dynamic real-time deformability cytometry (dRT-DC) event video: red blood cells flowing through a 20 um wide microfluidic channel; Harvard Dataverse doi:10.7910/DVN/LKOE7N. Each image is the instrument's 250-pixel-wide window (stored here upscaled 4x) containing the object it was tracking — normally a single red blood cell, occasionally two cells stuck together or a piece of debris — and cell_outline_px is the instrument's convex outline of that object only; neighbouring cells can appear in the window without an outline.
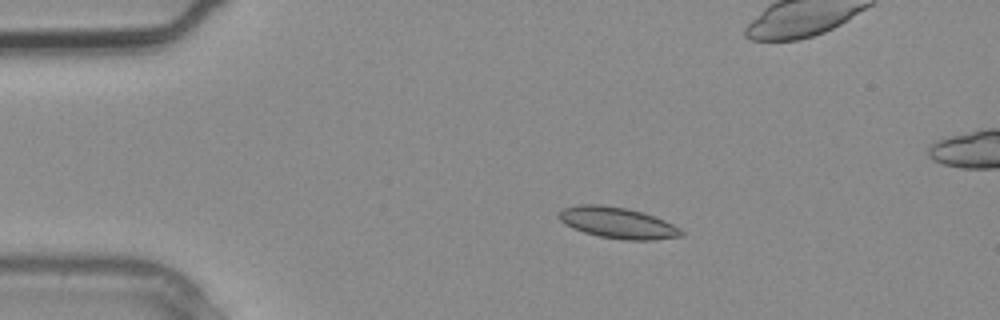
{"species": "common noctule bat (a hibernating species)", "species_latin": "Nyctalus noctula", "temperature_condition": "warm", "stored_images_in_passage": 3, "camera_frame_rate_fps": 3000, "um_per_image_px": 0.085, "animal": {"sex": "male", "body_mass_g": 20.4}, "frame": {"image": 1, "passage_image": 1, "time_ms": 0.0, "image_size_px": [1000, 320], "cell_outline_px": [[684, 236], [652, 240], [624, 240], [600, 236], [584, 232], [572, 228], [564, 224], [560, 220], [560, 212], [564, 208], [580, 204], [600, 204], [628, 208], [644, 212], [664, 220], [680, 228], [684, 232]], "centroid_in_image_um": [52.53, 18.94], "position_along_channel_um": 32.5, "area_um2": 22.25}}